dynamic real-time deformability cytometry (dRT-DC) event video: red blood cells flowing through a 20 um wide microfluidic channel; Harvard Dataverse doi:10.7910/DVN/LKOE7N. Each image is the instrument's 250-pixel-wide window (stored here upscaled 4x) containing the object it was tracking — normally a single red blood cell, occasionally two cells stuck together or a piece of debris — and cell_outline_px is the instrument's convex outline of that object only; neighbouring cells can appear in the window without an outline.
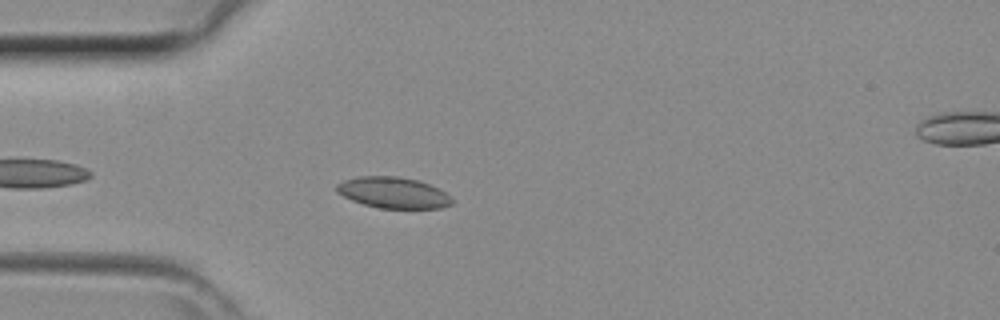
{"species": "common noctule bat (a hibernating species)", "species_latin": "Nyctalus noctula", "temperature_condition": "room temperature", "stored_images_in_passage": 35, "camera_frame_rate_fps": 3000, "um_per_image_px": 0.085, "animal": {"sex": "female", "body_mass_g": 29.2, "forearm_length_mm": 56.3}, "frame": {"image": 1, "passage_image": 4, "time_ms": 1.0, "image_size_px": [1000, 320], "cell_outline_px": [[452, 204], [440, 208], [380, 208], [364, 204], [352, 200], [336, 192], [336, 184], [344, 180], [360, 176], [396, 176], [416, 180], [428, 184], [444, 192], [452, 200]], "centroid_in_image_um": [33.38, 16.37], "position_along_channel_um": 51.6, "area_um2": 20.58}}
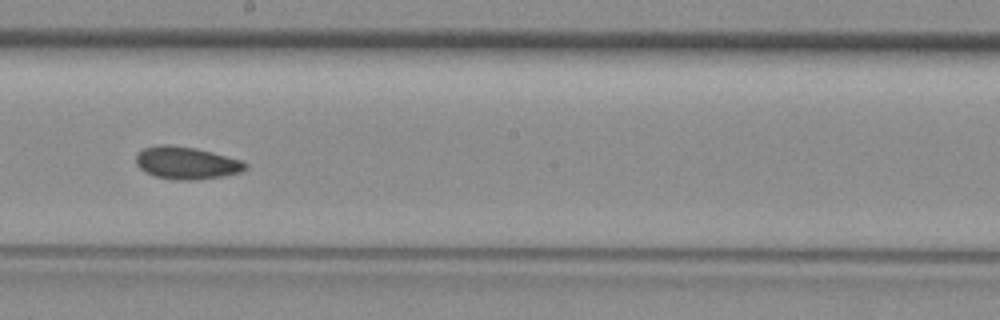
{"frame": {"image": 2, "passage_image": 16, "time_ms": 5.0, "image_size_px": [1000, 320], "cell_outline_px": [[248, 168], [240, 172], [224, 176], [196, 180], [172, 180], [156, 176], [144, 172], [136, 164], [136, 156], [144, 148], [160, 144], [168, 144], [196, 148], [212, 152], [240, 160], [248, 164]], "centroid_in_image_um": [15.85, 13.86], "position_along_channel_um": 232.4, "area_um2": 20.75}}
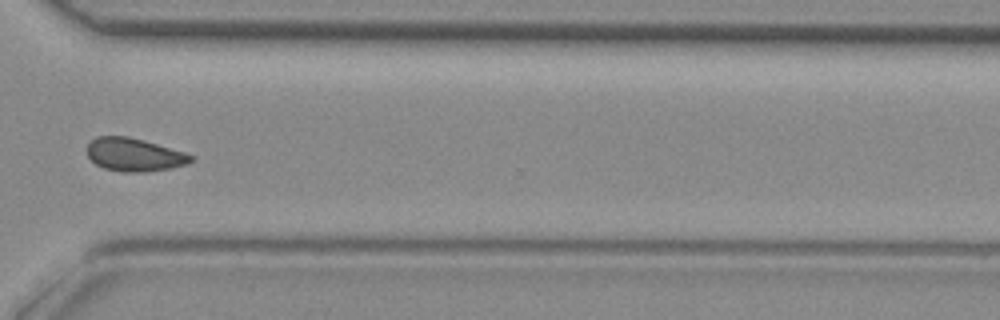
{"frame": {"image": 3, "passage_image": 24, "time_ms": 7.667, "image_size_px": [1000, 320], "cell_outline_px": [[192, 160], [188, 164], [172, 168], [144, 172], [124, 172], [104, 168], [96, 164], [88, 156], [88, 144], [96, 136], [128, 136], [144, 140], [184, 152], [192, 156]], "centroid_in_image_um": [11.41, 13.15], "position_along_channel_um": 359.2, "area_um2": 19.94}}